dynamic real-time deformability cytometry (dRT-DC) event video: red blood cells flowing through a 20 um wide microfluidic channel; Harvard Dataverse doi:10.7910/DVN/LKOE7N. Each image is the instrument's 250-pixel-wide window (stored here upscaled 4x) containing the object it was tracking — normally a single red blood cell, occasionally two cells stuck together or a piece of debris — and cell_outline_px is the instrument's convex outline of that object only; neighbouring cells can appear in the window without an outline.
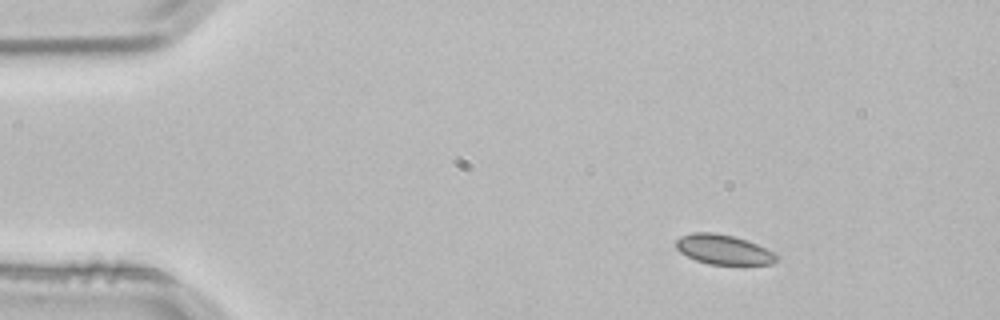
{"species": "common noctule bat (a hibernating species)", "species_latin": "Nyctalus noctula", "temperature_condition": "room temperature", "stored_images_in_passage": 3, "camera_frame_rate_fps": 3000, "um_per_image_px": 0.085, "animal": {"sex": "male", "body_mass_g": 21.5, "forearm_length_mm": 52.0}, "frame": {"image": 1, "passage_image": 1, "time_ms": 0.0, "image_size_px": [1000, 320], "cell_outline_px": [[780, 256], [772, 264], [708, 264], [696, 260], [680, 252], [676, 248], [676, 240], [680, 236], [692, 232], [712, 232], [732, 236], [756, 244]], "centroid_in_image_um": [61.46, 21.21], "position_along_channel_um": 23.5, "area_um2": 17.17}}
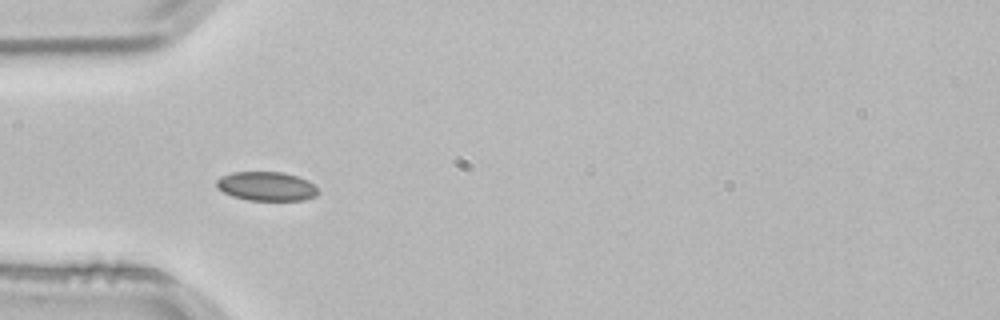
{"frame": {"image": 2, "passage_image": 3, "time_ms": 0.667, "image_size_px": [1000, 320], "cell_outline_px": [[320, 192], [316, 196], [304, 200], [248, 200], [232, 196], [224, 192], [216, 184], [216, 180], [220, 176], [232, 172], [284, 172], [308, 180]], "centroid_in_image_um": [22.66, 15.83], "position_along_channel_um": 62.3, "area_um2": 17.17}}